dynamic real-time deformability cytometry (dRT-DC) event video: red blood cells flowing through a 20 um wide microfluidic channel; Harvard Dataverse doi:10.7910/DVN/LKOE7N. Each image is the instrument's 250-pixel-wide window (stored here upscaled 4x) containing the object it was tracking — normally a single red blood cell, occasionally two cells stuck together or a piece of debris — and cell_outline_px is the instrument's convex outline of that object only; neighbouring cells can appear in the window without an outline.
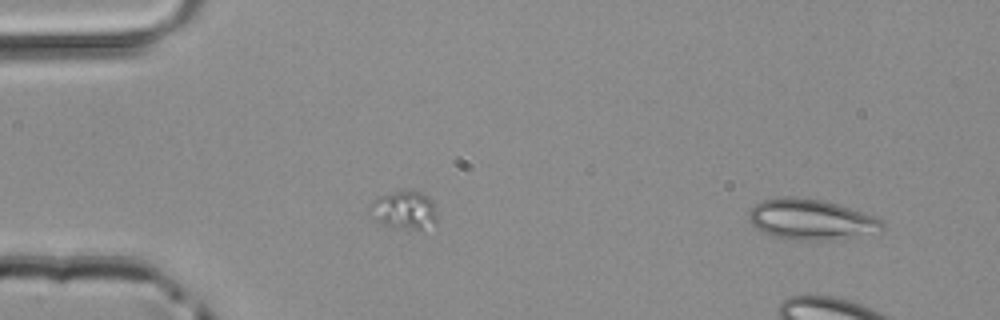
{"species": "common noctule bat (a hibernating species)", "species_latin": "Nyctalus noctula", "temperature_condition": "room temperature", "stored_images_in_passage": 7, "camera_frame_rate_fps": 3000, "um_per_image_px": 0.085, "animal": {"sex": "male", "body_mass_g": 20.4}, "frame": {"image": 1, "passage_image": 1, "time_ms": 0.0, "image_size_px": [1000, 320], "cell_outline_px": [[884, 232], [820, 240], [800, 240], [772, 236], [756, 228], [752, 224], [748, 216], [748, 212], [756, 204], [764, 200], [784, 196], [792, 196], [824, 200], [876, 216], [884, 220]], "centroid_in_image_um": [68.98, 18.64], "position_along_channel_um": 16.0, "area_um2": 31.5}}